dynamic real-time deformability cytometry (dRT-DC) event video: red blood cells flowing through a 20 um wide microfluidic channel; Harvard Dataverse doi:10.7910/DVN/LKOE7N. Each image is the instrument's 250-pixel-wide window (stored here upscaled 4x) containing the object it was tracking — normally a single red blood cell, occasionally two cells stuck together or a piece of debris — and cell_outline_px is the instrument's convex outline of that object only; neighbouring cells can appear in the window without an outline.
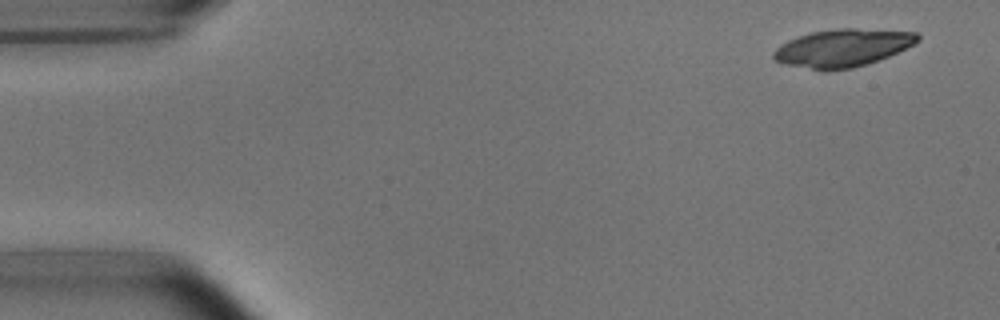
{"species": "common noctule bat (a hibernating species)", "species_latin": "Nyctalus noctula", "temperature_condition": "room temperature", "stored_images_in_passage": 9, "camera_frame_rate_fps": 3000, "um_per_image_px": 0.085, "animal": {"sex": "male", "body_mass_g": 15.6}, "frame": {"image": 1, "passage_image": 1, "time_ms": 0.0, "image_size_px": [1000, 320], "cell_outline_px": [[920, 40], [888, 56], [852, 68], [824, 72], [784, 64], [772, 60], [772, 52], [780, 44], [788, 40], [812, 32], [836, 28], [856, 28], [916, 32], [920, 36]], "centroid_in_image_um": [71.55, 4.08], "position_along_channel_um": 13.5, "area_um2": 31.73}}